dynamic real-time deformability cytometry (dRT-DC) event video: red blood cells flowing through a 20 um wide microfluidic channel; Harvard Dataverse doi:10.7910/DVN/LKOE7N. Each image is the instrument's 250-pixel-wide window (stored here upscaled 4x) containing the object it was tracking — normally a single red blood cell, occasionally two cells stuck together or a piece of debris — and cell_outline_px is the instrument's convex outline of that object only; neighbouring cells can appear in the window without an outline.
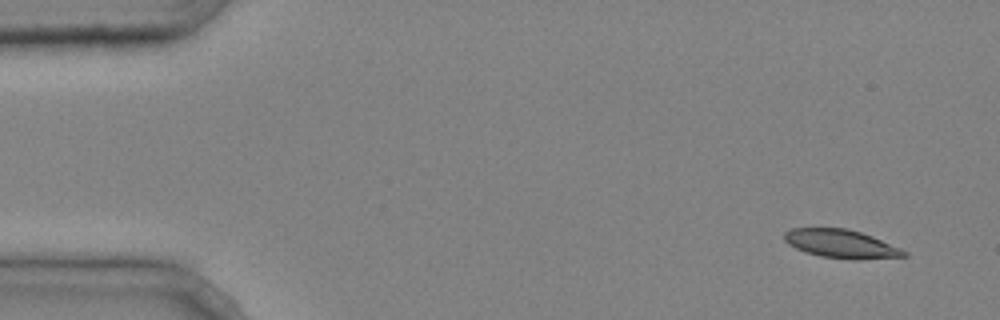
{"species": "common noctule bat (a hibernating species)", "species_latin": "Nyctalus noctula", "temperature_condition": "cold", "stored_images_in_passage": 4, "camera_frame_rate_fps": 3000, "um_per_image_px": 0.085, "animal": {"sex": "male", "body_mass_g": 20.4}, "frame": {"image": 1, "passage_image": 1, "time_ms": 0.0, "image_size_px": [1000, 320], "cell_outline_px": [[908, 256], [856, 260], [852, 260], [820, 256], [804, 252], [788, 244], [784, 240], [784, 232], [792, 228], [848, 228], [872, 236], [900, 248], [908, 252]], "centroid_in_image_um": [71.49, 20.73], "position_along_channel_um": 13.5, "area_um2": 19.94}}